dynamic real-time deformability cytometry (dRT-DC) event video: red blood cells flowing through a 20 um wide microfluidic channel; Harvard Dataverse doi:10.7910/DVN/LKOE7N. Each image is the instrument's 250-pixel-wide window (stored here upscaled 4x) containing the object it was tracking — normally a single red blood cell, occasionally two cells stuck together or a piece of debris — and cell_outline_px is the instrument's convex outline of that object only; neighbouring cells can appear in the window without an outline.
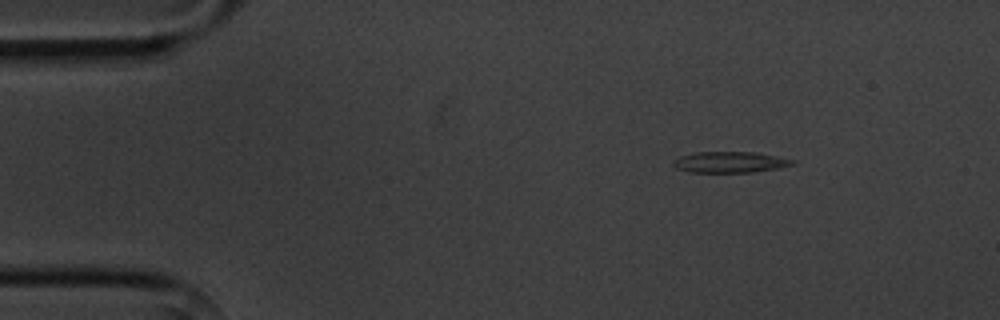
{"species": "common noctule bat (a hibernating species)", "species_latin": "Nyctalus noctula", "temperature_condition": "cold", "stored_images_in_passage": 3, "camera_frame_rate_fps": 3000, "um_per_image_px": 0.085, "animal": {"sex": "male", "body_mass_g": 20.1, "forearm_length_mm": 53.5}, "frame": {"image": 1, "passage_image": 1, "time_ms": 0.0, "image_size_px": [1000, 320], "cell_outline_px": [[796, 164], [776, 168], [752, 172], [692, 172], [676, 168], [672, 164], [672, 160], [680, 156], [696, 152], [756, 152], [796, 160]], "centroid_in_image_um": [62.04, 13.77], "position_along_channel_um": 23.0, "area_um2": 14.57}}